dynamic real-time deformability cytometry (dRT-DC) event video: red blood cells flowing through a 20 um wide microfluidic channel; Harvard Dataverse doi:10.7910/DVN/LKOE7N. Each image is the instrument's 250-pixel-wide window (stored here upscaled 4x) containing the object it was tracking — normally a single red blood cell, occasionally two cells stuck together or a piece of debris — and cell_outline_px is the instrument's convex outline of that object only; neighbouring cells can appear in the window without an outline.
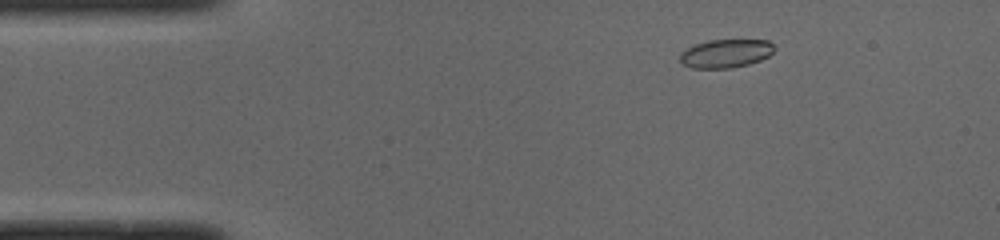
{"species": "common noctule bat (a hibernating species)", "species_latin": "Nyctalus noctula", "temperature_condition": "cold", "stored_images_in_passage": 45, "camera_frame_rate_fps": 3000, "um_per_image_px": 0.085, "animal": {"sex": "male", "body_mass_g": 19.0, "forearm_length_mm": 50.8}, "frame": {"image": 1, "passage_image": 2, "time_ms": 0.333, "image_size_px": [1000, 240], "cell_outline_px": [[776, 48], [768, 56], [760, 60], [748, 64], [732, 68], [692, 68], [680, 64], [680, 52], [696, 44], [708, 40], [768, 40]], "centroid_in_image_um": [61.67, 4.55], "position_along_channel_um": 23.3, "area_um2": 15.66}}
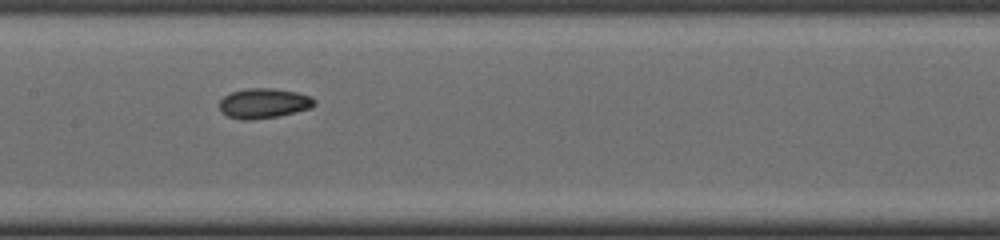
{"frame": {"image": 2, "passage_image": 19, "time_ms": 6.0, "image_size_px": [1000, 240], "cell_outline_px": [[316, 104], [312, 108], [276, 116], [248, 120], [240, 120], [228, 116], [220, 112], [220, 100], [224, 96], [232, 92], [244, 88], [276, 88], [296, 92], [312, 96], [316, 100]], "centroid_in_image_um": [22.43, 8.77], "position_along_channel_um": 185.0, "area_um2": 16.7}}
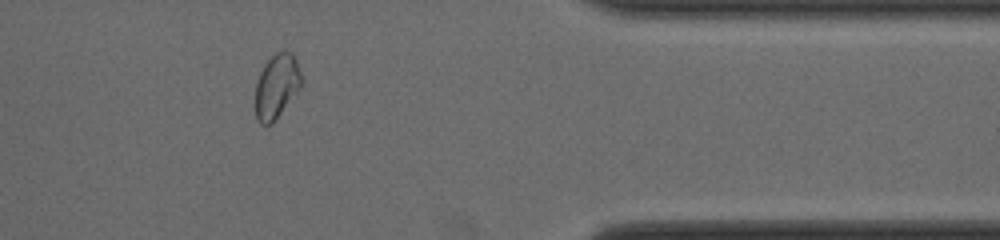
{"frame": {"image": 3, "passage_image": 36, "time_ms": 11.667, "image_size_px": [1000, 240], "cell_outline_px": [[300, 88], [272, 124], [260, 124], [256, 120], [256, 84], [260, 72], [264, 64], [276, 52], [292, 52], [296, 60], [300, 72]], "centroid_in_image_um": [23.49, 7.34], "position_along_channel_um": 387.9, "area_um2": 16.94}, "authors_computed_cell_mechanics": {"area_um2": 16.473, "velocity_mm_per_s": 3.9682, "shape_relaxation_time_tau1_ms": 8.1978, "shape_relaxation_time_tau2_ms": 3.0594, "deformation_change_tau1": 0.1242, "deformation_change_tau2": 0.0645}}